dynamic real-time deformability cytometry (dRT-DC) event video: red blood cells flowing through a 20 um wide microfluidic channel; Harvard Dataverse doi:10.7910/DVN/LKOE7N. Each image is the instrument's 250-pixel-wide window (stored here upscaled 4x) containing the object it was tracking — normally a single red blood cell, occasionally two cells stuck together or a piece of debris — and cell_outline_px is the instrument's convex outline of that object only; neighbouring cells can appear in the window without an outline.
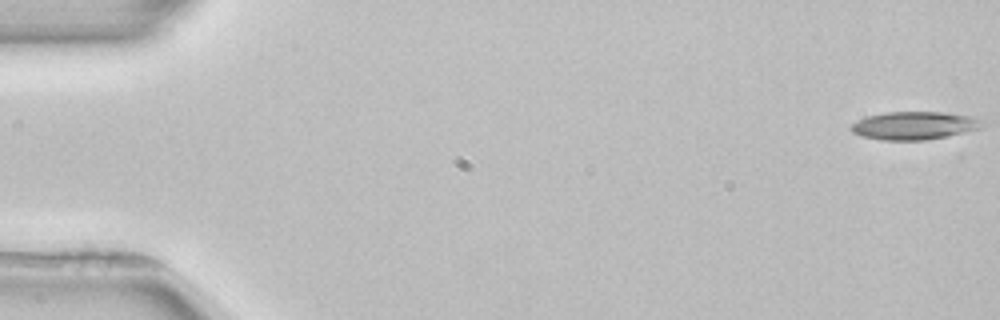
{"species": "common noctule bat (a hibernating species)", "species_latin": "Nyctalus noctula", "temperature_condition": "room temperature", "stored_images_in_passage": 53, "camera_frame_rate_fps": 3000, "um_per_image_px": 0.085, "animal": {"sex": "female", "body_mass_g": 22.7, "forearm_length_mm": 54.2}, "frame": {"image": 1, "passage_image": 1, "time_ms": 0.0, "image_size_px": [1000, 320], "cell_outline_px": [[984, 128], [948, 136], [924, 140], [880, 140], [860, 136], [852, 132], [852, 124], [856, 120], [868, 116], [884, 112], [944, 112], [968, 116], [980, 120], [984, 124]], "centroid_in_image_um": [77.71, 10.68], "position_along_channel_um": 7.3, "area_um2": 21.44}}
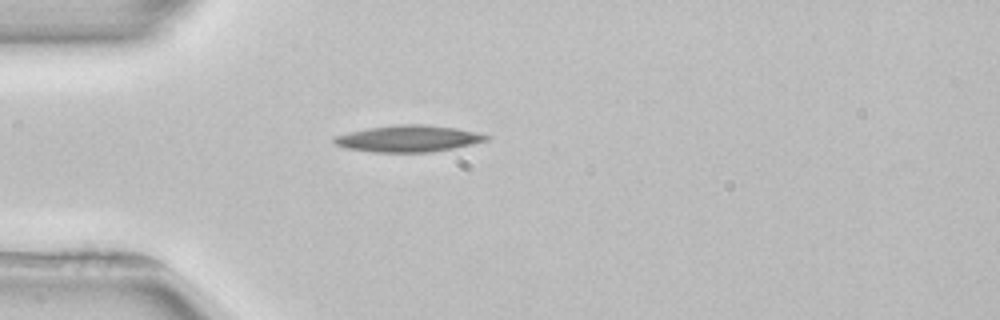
{"frame": {"image": 2, "passage_image": 15, "time_ms": 4.667, "image_size_px": [1000, 320], "cell_outline_px": [[492, 136], [488, 140], [472, 144], [452, 148], [428, 152], [376, 152], [344, 148], [336, 144], [332, 140], [332, 136], [348, 132], [368, 128], [396, 124], [424, 124], [456, 128], [480, 132]], "centroid_in_image_um": [34.71, 11.77], "position_along_channel_um": 50.3, "area_um2": 23.7}}
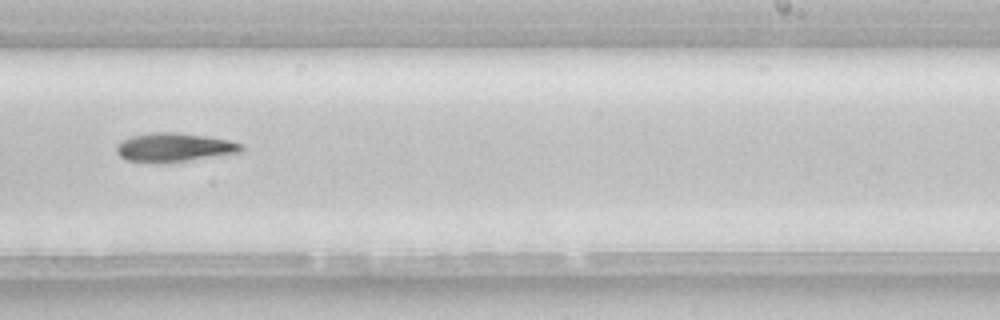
{"frame": {"image": 3, "passage_image": 33, "time_ms": 10.667, "image_size_px": [1000, 320], "cell_outline_px": [[244, 152], [188, 160], [156, 164], [124, 160], [116, 152], [116, 144], [132, 136], [148, 132], [176, 132], [208, 136], [228, 140], [244, 144]], "centroid_in_image_um": [14.8, 12.53], "position_along_channel_um": 274.2, "area_um2": 21.33}, "authors_computed_cell_mechanics": {"area_um2": 21.386, "velocity_mm_per_s": 3.9389, "shape_relaxation_time_tau1_ms": 4.8969, "shape_relaxation_time_tau2_ms": null, "deformation_change_tau1": 0.1588, "deformation_change_tau2": null}}